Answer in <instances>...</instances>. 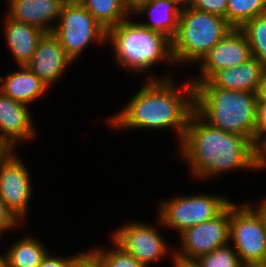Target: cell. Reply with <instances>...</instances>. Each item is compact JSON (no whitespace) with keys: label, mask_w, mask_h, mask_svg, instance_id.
I'll list each match as a JSON object with an SVG mask.
<instances>
[{"label":"cell","mask_w":266,"mask_h":267,"mask_svg":"<svg viewBox=\"0 0 266 267\" xmlns=\"http://www.w3.org/2000/svg\"><path fill=\"white\" fill-rule=\"evenodd\" d=\"M132 19L133 16L107 31V44L114 52L118 67L140 74L147 70L150 73L154 65L163 61L170 67L175 66L172 41Z\"/></svg>","instance_id":"3"},{"label":"cell","mask_w":266,"mask_h":267,"mask_svg":"<svg viewBox=\"0 0 266 267\" xmlns=\"http://www.w3.org/2000/svg\"><path fill=\"white\" fill-rule=\"evenodd\" d=\"M0 267H2V258H0Z\"/></svg>","instance_id":"39"},{"label":"cell","mask_w":266,"mask_h":267,"mask_svg":"<svg viewBox=\"0 0 266 267\" xmlns=\"http://www.w3.org/2000/svg\"><path fill=\"white\" fill-rule=\"evenodd\" d=\"M72 63L58 38L52 32H45L26 66L52 89V85L63 77L64 71H68Z\"/></svg>","instance_id":"14"},{"label":"cell","mask_w":266,"mask_h":267,"mask_svg":"<svg viewBox=\"0 0 266 267\" xmlns=\"http://www.w3.org/2000/svg\"><path fill=\"white\" fill-rule=\"evenodd\" d=\"M256 93L257 103H266V72L258 84Z\"/></svg>","instance_id":"32"},{"label":"cell","mask_w":266,"mask_h":267,"mask_svg":"<svg viewBox=\"0 0 266 267\" xmlns=\"http://www.w3.org/2000/svg\"><path fill=\"white\" fill-rule=\"evenodd\" d=\"M181 9L171 0H152L138 9L133 16L144 17V15H148L149 22H145V20L142 22L143 20H141L139 23L145 28L162 33L172 41L178 31Z\"/></svg>","instance_id":"19"},{"label":"cell","mask_w":266,"mask_h":267,"mask_svg":"<svg viewBox=\"0 0 266 267\" xmlns=\"http://www.w3.org/2000/svg\"><path fill=\"white\" fill-rule=\"evenodd\" d=\"M17 150H7L0 157V199L21 223L26 220L32 198L31 173Z\"/></svg>","instance_id":"10"},{"label":"cell","mask_w":266,"mask_h":267,"mask_svg":"<svg viewBox=\"0 0 266 267\" xmlns=\"http://www.w3.org/2000/svg\"><path fill=\"white\" fill-rule=\"evenodd\" d=\"M155 220V226L153 222L144 224L128 221L111 233V238L145 267H151V264L155 265L167 257H170V260L174 257V247L172 248L160 233L161 228L165 229L162 222L158 216Z\"/></svg>","instance_id":"9"},{"label":"cell","mask_w":266,"mask_h":267,"mask_svg":"<svg viewBox=\"0 0 266 267\" xmlns=\"http://www.w3.org/2000/svg\"><path fill=\"white\" fill-rule=\"evenodd\" d=\"M173 267H200L195 260H185L174 256L172 259Z\"/></svg>","instance_id":"33"},{"label":"cell","mask_w":266,"mask_h":267,"mask_svg":"<svg viewBox=\"0 0 266 267\" xmlns=\"http://www.w3.org/2000/svg\"><path fill=\"white\" fill-rule=\"evenodd\" d=\"M232 29L224 17L191 6L182 8L178 31L172 40L175 66L197 65Z\"/></svg>","instance_id":"5"},{"label":"cell","mask_w":266,"mask_h":267,"mask_svg":"<svg viewBox=\"0 0 266 267\" xmlns=\"http://www.w3.org/2000/svg\"><path fill=\"white\" fill-rule=\"evenodd\" d=\"M21 225L0 199V236L3 237L6 232L13 231V229L17 230Z\"/></svg>","instance_id":"29"},{"label":"cell","mask_w":266,"mask_h":267,"mask_svg":"<svg viewBox=\"0 0 266 267\" xmlns=\"http://www.w3.org/2000/svg\"><path fill=\"white\" fill-rule=\"evenodd\" d=\"M3 35L13 61L17 66H26L33 57L38 41L45 34L41 28L10 18L4 20Z\"/></svg>","instance_id":"17"},{"label":"cell","mask_w":266,"mask_h":267,"mask_svg":"<svg viewBox=\"0 0 266 267\" xmlns=\"http://www.w3.org/2000/svg\"><path fill=\"white\" fill-rule=\"evenodd\" d=\"M231 202L225 195H180L159 201L157 215L164 228L173 229L179 235L187 228L213 219Z\"/></svg>","instance_id":"8"},{"label":"cell","mask_w":266,"mask_h":267,"mask_svg":"<svg viewBox=\"0 0 266 267\" xmlns=\"http://www.w3.org/2000/svg\"><path fill=\"white\" fill-rule=\"evenodd\" d=\"M240 30L247 38L251 56L266 66V13L247 21Z\"/></svg>","instance_id":"23"},{"label":"cell","mask_w":266,"mask_h":267,"mask_svg":"<svg viewBox=\"0 0 266 267\" xmlns=\"http://www.w3.org/2000/svg\"><path fill=\"white\" fill-rule=\"evenodd\" d=\"M25 236L12 243L11 247L2 253V267H38L48 252L43 242L33 234Z\"/></svg>","instance_id":"20"},{"label":"cell","mask_w":266,"mask_h":267,"mask_svg":"<svg viewBox=\"0 0 266 267\" xmlns=\"http://www.w3.org/2000/svg\"><path fill=\"white\" fill-rule=\"evenodd\" d=\"M149 75L137 93L132 95L118 113L109 115L105 123L115 131L173 130L180 145L187 123L194 111V85L189 79L180 86L175 77Z\"/></svg>","instance_id":"1"},{"label":"cell","mask_w":266,"mask_h":267,"mask_svg":"<svg viewBox=\"0 0 266 267\" xmlns=\"http://www.w3.org/2000/svg\"><path fill=\"white\" fill-rule=\"evenodd\" d=\"M7 151V149L0 143V157Z\"/></svg>","instance_id":"37"},{"label":"cell","mask_w":266,"mask_h":267,"mask_svg":"<svg viewBox=\"0 0 266 267\" xmlns=\"http://www.w3.org/2000/svg\"><path fill=\"white\" fill-rule=\"evenodd\" d=\"M177 146L190 176L197 181L215 179V176L235 170L263 171L259 165V152L249 138L212 127L195 111Z\"/></svg>","instance_id":"2"},{"label":"cell","mask_w":266,"mask_h":267,"mask_svg":"<svg viewBox=\"0 0 266 267\" xmlns=\"http://www.w3.org/2000/svg\"><path fill=\"white\" fill-rule=\"evenodd\" d=\"M30 106L15 101L0 91V143L7 150L19 149V145L36 137Z\"/></svg>","instance_id":"13"},{"label":"cell","mask_w":266,"mask_h":267,"mask_svg":"<svg viewBox=\"0 0 266 267\" xmlns=\"http://www.w3.org/2000/svg\"><path fill=\"white\" fill-rule=\"evenodd\" d=\"M66 1L6 0L8 4L6 14L16 21L37 26L45 32H52L60 18L62 6Z\"/></svg>","instance_id":"15"},{"label":"cell","mask_w":266,"mask_h":267,"mask_svg":"<svg viewBox=\"0 0 266 267\" xmlns=\"http://www.w3.org/2000/svg\"><path fill=\"white\" fill-rule=\"evenodd\" d=\"M52 33L58 38L65 53L76 60L92 43H107V30L78 0H67Z\"/></svg>","instance_id":"7"},{"label":"cell","mask_w":266,"mask_h":267,"mask_svg":"<svg viewBox=\"0 0 266 267\" xmlns=\"http://www.w3.org/2000/svg\"><path fill=\"white\" fill-rule=\"evenodd\" d=\"M171 1L175 2L181 8H187L191 6L193 0H171Z\"/></svg>","instance_id":"35"},{"label":"cell","mask_w":266,"mask_h":267,"mask_svg":"<svg viewBox=\"0 0 266 267\" xmlns=\"http://www.w3.org/2000/svg\"><path fill=\"white\" fill-rule=\"evenodd\" d=\"M78 253V254H73L71 256H52L53 254H50L48 251L47 254L43 257L40 265L38 267H71V265L83 254Z\"/></svg>","instance_id":"28"},{"label":"cell","mask_w":266,"mask_h":267,"mask_svg":"<svg viewBox=\"0 0 266 267\" xmlns=\"http://www.w3.org/2000/svg\"><path fill=\"white\" fill-rule=\"evenodd\" d=\"M253 204L230 203L229 243L243 265L266 263V197Z\"/></svg>","instance_id":"6"},{"label":"cell","mask_w":266,"mask_h":267,"mask_svg":"<svg viewBox=\"0 0 266 267\" xmlns=\"http://www.w3.org/2000/svg\"><path fill=\"white\" fill-rule=\"evenodd\" d=\"M16 67L19 70L0 76V91L15 101L33 105V102L41 99L50 88L27 66Z\"/></svg>","instance_id":"18"},{"label":"cell","mask_w":266,"mask_h":267,"mask_svg":"<svg viewBox=\"0 0 266 267\" xmlns=\"http://www.w3.org/2000/svg\"><path fill=\"white\" fill-rule=\"evenodd\" d=\"M195 261L200 267H243V263L230 243L198 257Z\"/></svg>","instance_id":"25"},{"label":"cell","mask_w":266,"mask_h":267,"mask_svg":"<svg viewBox=\"0 0 266 267\" xmlns=\"http://www.w3.org/2000/svg\"><path fill=\"white\" fill-rule=\"evenodd\" d=\"M266 13V0H227L226 21L240 29L247 21Z\"/></svg>","instance_id":"22"},{"label":"cell","mask_w":266,"mask_h":267,"mask_svg":"<svg viewBox=\"0 0 266 267\" xmlns=\"http://www.w3.org/2000/svg\"><path fill=\"white\" fill-rule=\"evenodd\" d=\"M0 241H2V237L0 236ZM0 258H2V253H0Z\"/></svg>","instance_id":"38"},{"label":"cell","mask_w":266,"mask_h":267,"mask_svg":"<svg viewBox=\"0 0 266 267\" xmlns=\"http://www.w3.org/2000/svg\"><path fill=\"white\" fill-rule=\"evenodd\" d=\"M243 267H266V263H264V264L243 265Z\"/></svg>","instance_id":"36"},{"label":"cell","mask_w":266,"mask_h":267,"mask_svg":"<svg viewBox=\"0 0 266 267\" xmlns=\"http://www.w3.org/2000/svg\"><path fill=\"white\" fill-rule=\"evenodd\" d=\"M259 165L263 170L266 169V145L259 151Z\"/></svg>","instance_id":"34"},{"label":"cell","mask_w":266,"mask_h":267,"mask_svg":"<svg viewBox=\"0 0 266 267\" xmlns=\"http://www.w3.org/2000/svg\"><path fill=\"white\" fill-rule=\"evenodd\" d=\"M255 92L194 87V111L210 126L249 138L256 145Z\"/></svg>","instance_id":"4"},{"label":"cell","mask_w":266,"mask_h":267,"mask_svg":"<svg viewBox=\"0 0 266 267\" xmlns=\"http://www.w3.org/2000/svg\"><path fill=\"white\" fill-rule=\"evenodd\" d=\"M266 145V103H257L256 148L258 152Z\"/></svg>","instance_id":"27"},{"label":"cell","mask_w":266,"mask_h":267,"mask_svg":"<svg viewBox=\"0 0 266 267\" xmlns=\"http://www.w3.org/2000/svg\"><path fill=\"white\" fill-rule=\"evenodd\" d=\"M250 57V46L245 34L233 28L197 64L200 75L192 76L190 81L196 86L199 82L207 81L216 71L236 67Z\"/></svg>","instance_id":"12"},{"label":"cell","mask_w":266,"mask_h":267,"mask_svg":"<svg viewBox=\"0 0 266 267\" xmlns=\"http://www.w3.org/2000/svg\"><path fill=\"white\" fill-rule=\"evenodd\" d=\"M71 267H102L98 259L89 251L84 253L71 265Z\"/></svg>","instance_id":"30"},{"label":"cell","mask_w":266,"mask_h":267,"mask_svg":"<svg viewBox=\"0 0 266 267\" xmlns=\"http://www.w3.org/2000/svg\"><path fill=\"white\" fill-rule=\"evenodd\" d=\"M191 7L226 19L227 0H193Z\"/></svg>","instance_id":"26"},{"label":"cell","mask_w":266,"mask_h":267,"mask_svg":"<svg viewBox=\"0 0 266 267\" xmlns=\"http://www.w3.org/2000/svg\"><path fill=\"white\" fill-rule=\"evenodd\" d=\"M107 31L131 17L124 0H78Z\"/></svg>","instance_id":"21"},{"label":"cell","mask_w":266,"mask_h":267,"mask_svg":"<svg viewBox=\"0 0 266 267\" xmlns=\"http://www.w3.org/2000/svg\"><path fill=\"white\" fill-rule=\"evenodd\" d=\"M265 72L266 66L257 58L250 57L236 67L216 71L207 81L199 82L194 87H217L256 92Z\"/></svg>","instance_id":"16"},{"label":"cell","mask_w":266,"mask_h":267,"mask_svg":"<svg viewBox=\"0 0 266 267\" xmlns=\"http://www.w3.org/2000/svg\"><path fill=\"white\" fill-rule=\"evenodd\" d=\"M127 11L133 15L143 5L150 3L152 0H124Z\"/></svg>","instance_id":"31"},{"label":"cell","mask_w":266,"mask_h":267,"mask_svg":"<svg viewBox=\"0 0 266 267\" xmlns=\"http://www.w3.org/2000/svg\"><path fill=\"white\" fill-rule=\"evenodd\" d=\"M112 248L107 245L93 247L89 251L98 259L102 267H145L134 256L125 251L112 238Z\"/></svg>","instance_id":"24"},{"label":"cell","mask_w":266,"mask_h":267,"mask_svg":"<svg viewBox=\"0 0 266 267\" xmlns=\"http://www.w3.org/2000/svg\"><path fill=\"white\" fill-rule=\"evenodd\" d=\"M230 204L216 217L187 228L179 234L180 247L174 248V256L196 260L216 248L229 243Z\"/></svg>","instance_id":"11"}]
</instances>
